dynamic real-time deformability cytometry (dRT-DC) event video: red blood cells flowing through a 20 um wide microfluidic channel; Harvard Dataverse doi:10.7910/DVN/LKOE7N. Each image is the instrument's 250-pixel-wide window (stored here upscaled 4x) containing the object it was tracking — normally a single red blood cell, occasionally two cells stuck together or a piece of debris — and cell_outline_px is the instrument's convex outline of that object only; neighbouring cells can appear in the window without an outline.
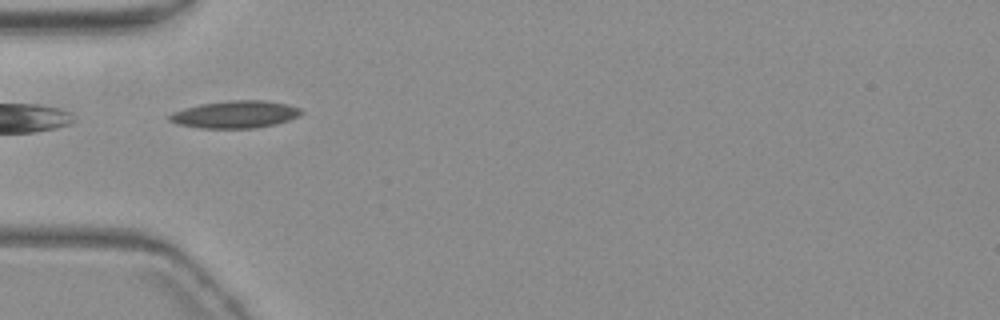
{"species": "common noctule bat (a hibernating species)", "species_latin": "Nyctalus noctula", "temperature_condition": "warm", "stored_images_in_passage": 7, "camera_frame_rate_fps": 3000, "um_per_image_px": 0.085, "animal": {"sex": "female", "body_mass_g": 19.3, "forearm_length_mm": 54.1}, "frame": {"image": 1, "passage_image": 3, "time_ms": 1.667, "image_size_px": [1000, 320], "cell_outline_px": [[304, 112], [300, 116], [276, 124], [252, 128], [200, 128], [176, 124], [168, 120], [168, 116], [172, 112], [184, 108], [200, 104], [228, 100], [268, 100], [288, 104], [300, 108]], "centroid_in_image_um": [20.0, 9.72], "position_along_channel_um": 65.0, "area_um2": 21.21}}
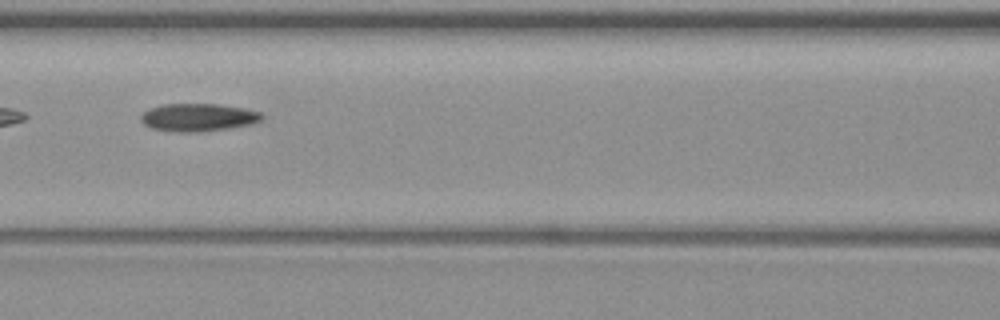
{"frame": {"image": 2, "passage_image": 5, "time_ms": 4.0, "image_size_px": [1000, 320], "cell_outline_px": [[264, 116], [260, 120], [252, 124], [228, 128], [200, 132], [172, 132], [152, 128], [144, 124], [140, 120], [140, 116], [144, 112], [152, 108], [164, 104], [220, 104], [244, 108], [260, 112]], "centroid_in_image_um": [16.85, 9.98], "position_along_channel_um": 149.8, "area_um2": 19.59}}
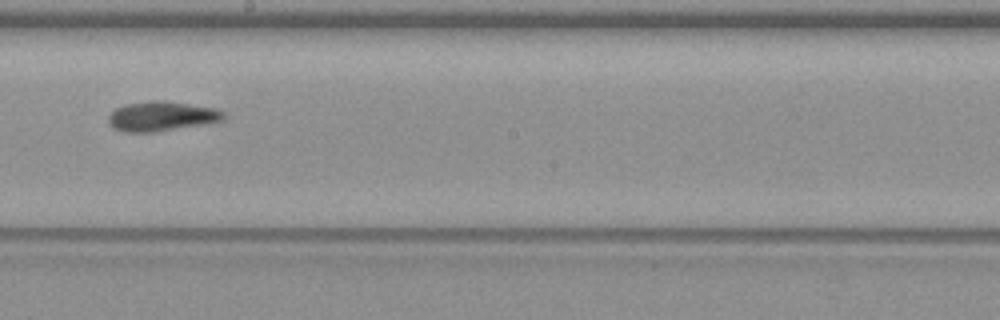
{"frame": {"image": 3, "passage_image": 7, "time_ms": 6.333, "image_size_px": [1000, 320], "cell_outline_px": [[224, 120], [204, 124], [152, 132], [124, 132], [116, 128], [108, 120], [108, 116], [116, 108], [124, 104], [148, 100], [164, 100], [216, 108], [224, 112]], "centroid_in_image_um": [13.74, 9.86], "position_along_channel_um": 234.5, "area_um2": 19.83}}